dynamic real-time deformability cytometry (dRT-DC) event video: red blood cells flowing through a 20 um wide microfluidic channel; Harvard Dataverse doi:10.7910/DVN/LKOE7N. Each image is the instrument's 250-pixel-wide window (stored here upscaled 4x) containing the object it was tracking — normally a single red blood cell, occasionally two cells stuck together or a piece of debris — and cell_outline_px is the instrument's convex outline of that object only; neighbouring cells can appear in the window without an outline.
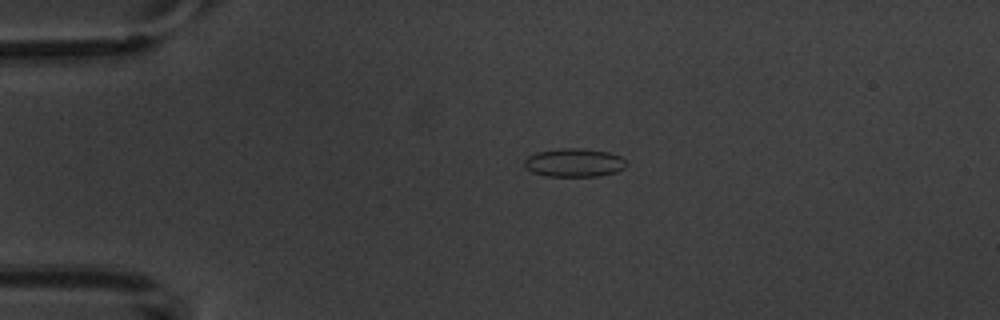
{"species": "common noctule bat (a hibernating species)", "species_latin": "Nyctalus noctula", "temperature_condition": "warm", "stored_images_in_passage": 2, "camera_frame_rate_fps": 3000, "um_per_image_px": 0.085, "animal": {"sex": "male", "body_mass_g": 20.1, "forearm_length_mm": 53.5}, "frame": {"image": 1, "passage_image": 1, "time_ms": 0.0, "image_size_px": [1000, 320], "cell_outline_px": [[628, 164], [624, 168], [616, 172], [600, 176], [544, 176], [532, 172], [524, 168], [524, 160], [528, 156], [536, 152], [556, 148], [580, 148], [608, 152], [620, 156]], "centroid_in_image_um": [48.77, 13.82], "position_along_channel_um": 36.2, "area_um2": 17.11}}